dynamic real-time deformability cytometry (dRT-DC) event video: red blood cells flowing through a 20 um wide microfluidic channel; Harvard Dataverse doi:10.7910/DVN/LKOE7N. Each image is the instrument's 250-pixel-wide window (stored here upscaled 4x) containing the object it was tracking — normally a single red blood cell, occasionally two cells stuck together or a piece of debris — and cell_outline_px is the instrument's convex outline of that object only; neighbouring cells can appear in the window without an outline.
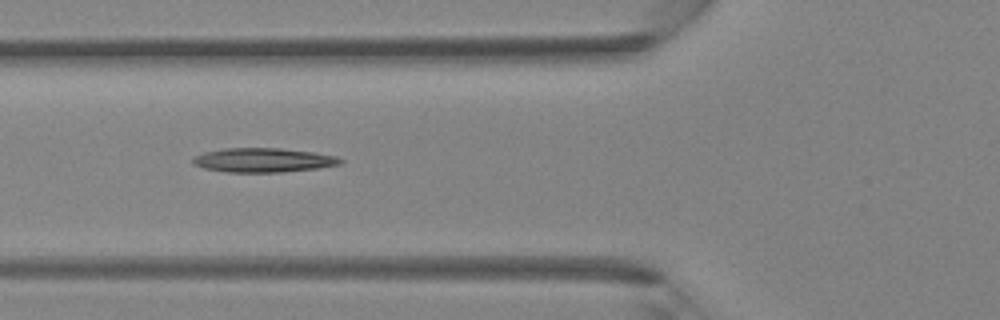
{"species": "Egyptian fruit bat (a non-hibernating species)", "species_latin": "Rousettus aegyptiacus", "temperature_condition": "room temperature", "stored_images_in_passage": 26, "camera_frame_rate_fps": 3000, "um_per_image_px": 0.085, "animal": {"sex": "female"}, "frame": {"image": 1, "passage_image": 3, "time_ms": 0.667, "image_size_px": [1000, 320], "cell_outline_px": [[344, 160], [340, 164], [316, 168], [280, 172], [228, 172], [204, 168], [192, 164], [192, 156], [204, 152], [224, 148], [280, 148], [312, 152], [336, 156]], "centroid_in_image_um": [22.32, 13.6], "position_along_channel_um": 103.5, "area_um2": 20.75}}
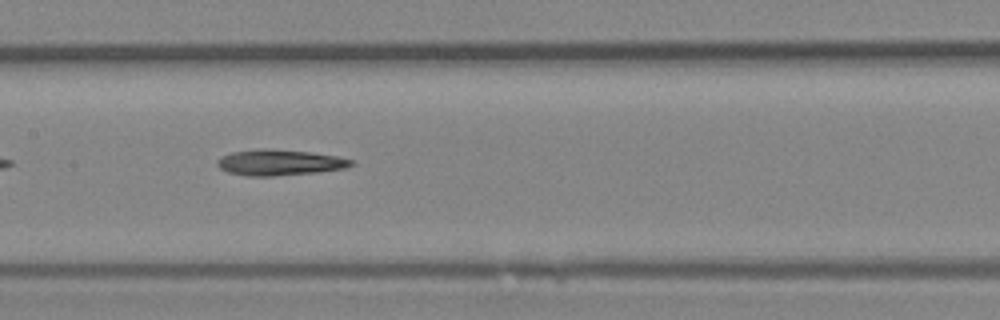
{"frame": {"image": 2, "passage_image": 8, "time_ms": 2.333, "image_size_px": [1000, 320], "cell_outline_px": [[356, 164], [344, 168], [316, 172], [272, 176], [248, 176], [228, 172], [220, 168], [216, 164], [216, 160], [232, 152], [260, 148], [264, 148], [312, 152], [336, 156], [352, 160]], "centroid_in_image_um": [23.75, 13.81], "position_along_channel_um": 183.6, "area_um2": 20.06}}
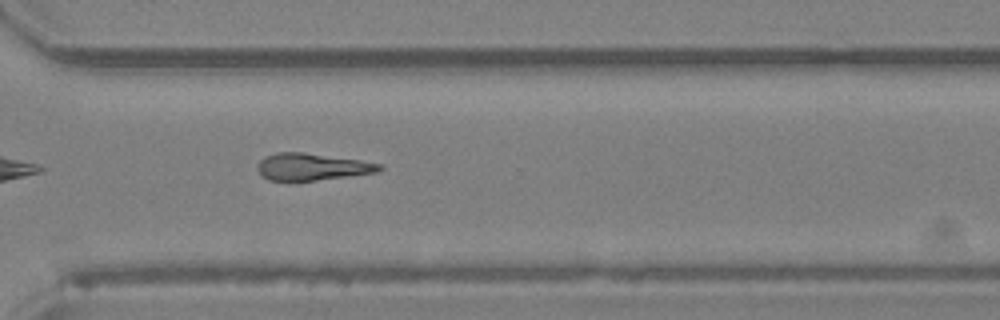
{"frame": {"image": 3, "passage_image": 18, "time_ms": 5.667, "image_size_px": [1000, 320], "cell_outline_px": [[384, 168], [376, 172], [348, 176], [288, 184], [268, 180], [256, 168], [260, 160], [264, 156], [276, 152], [304, 152], [360, 160], [380, 164]], "centroid_in_image_um": [26.44, 14.21], "position_along_channel_um": 344.2, "area_um2": 19.71}}